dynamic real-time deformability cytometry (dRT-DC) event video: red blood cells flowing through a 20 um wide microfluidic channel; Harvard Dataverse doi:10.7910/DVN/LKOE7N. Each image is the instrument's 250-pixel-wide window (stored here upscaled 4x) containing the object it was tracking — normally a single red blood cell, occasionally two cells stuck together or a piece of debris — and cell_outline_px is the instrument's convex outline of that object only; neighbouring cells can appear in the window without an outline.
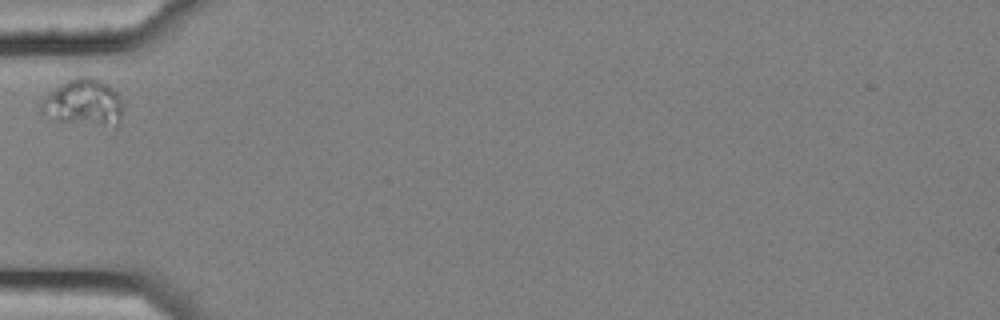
{"species": "common noctule bat (a hibernating species)", "species_latin": "Nyctalus noctula", "temperature_condition": "cold", "stored_images_in_passage": 2, "camera_frame_rate_fps": 3000, "um_per_image_px": 0.085, "animal": {"sex": "female", "body_mass_g": 25.1}, "frame": {"image": 1, "passage_image": 1, "time_ms": 0.0, "image_size_px": [1000, 320], "cell_outline_px": [[120, 124], [116, 128], [56, 124], [40, 112], [40, 104], [44, 96], [60, 84], [72, 76], [100, 76], [120, 96]], "centroid_in_image_um": [7.05, 8.77], "position_along_channel_um": 77.9, "area_um2": 23.87}}